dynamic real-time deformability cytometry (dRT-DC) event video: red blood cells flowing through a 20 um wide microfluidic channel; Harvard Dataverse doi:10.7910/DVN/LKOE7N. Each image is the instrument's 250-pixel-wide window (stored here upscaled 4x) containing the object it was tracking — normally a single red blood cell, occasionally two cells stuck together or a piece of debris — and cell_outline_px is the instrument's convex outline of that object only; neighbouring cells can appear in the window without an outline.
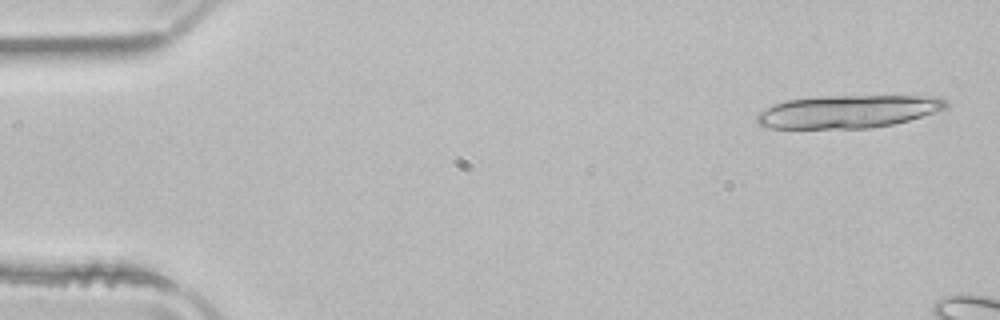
{"species": "common noctule bat (a hibernating species)", "species_latin": "Nyctalus noctula", "temperature_condition": "room temperature", "stored_images_in_passage": 8, "camera_frame_rate_fps": 3000, "um_per_image_px": 0.085, "animal": {"sex": "male", "body_mass_g": 21.5, "forearm_length_mm": 52.0}, "frame": {"image": 1, "passage_image": 2, "time_ms": 0.333, "image_size_px": [1000, 320], "cell_outline_px": [[948, 108], [936, 112], [908, 120], [892, 124], [872, 128], [768, 128], [756, 124], [756, 116], [760, 112], [776, 104], [788, 100], [816, 96], [940, 96], [948, 100]], "centroid_in_image_um": [72.12, 9.48], "position_along_channel_um": 12.9, "area_um2": 36.3}}